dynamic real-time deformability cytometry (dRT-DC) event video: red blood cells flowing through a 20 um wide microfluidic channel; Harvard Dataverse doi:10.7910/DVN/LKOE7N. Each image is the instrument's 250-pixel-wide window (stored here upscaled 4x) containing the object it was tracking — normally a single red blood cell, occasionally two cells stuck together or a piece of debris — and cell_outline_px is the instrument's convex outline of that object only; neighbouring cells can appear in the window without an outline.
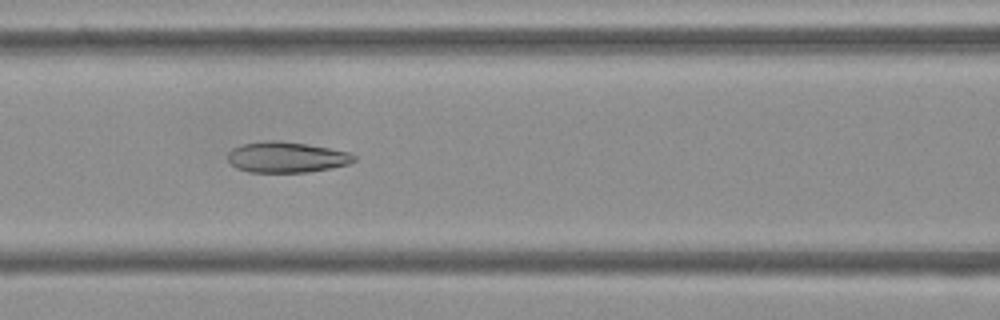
{"species": "Egyptian fruit bat (a non-hibernating species)", "species_latin": "Rousettus aegyptiacus", "temperature_condition": "cold", "stored_images_in_passage": 53, "camera_frame_rate_fps": 3000, "um_per_image_px": 0.085, "frame": {"image": 1, "passage_image": 22, "time_ms": 7.0, "image_size_px": [1000, 320], "cell_outline_px": [[356, 160], [348, 164], [332, 168], [308, 172], [248, 172], [236, 168], [228, 160], [228, 152], [232, 148], [244, 144], [264, 140], [276, 140], [308, 144], [348, 152], [356, 156]], "centroid_in_image_um": [24.35, 13.36], "position_along_channel_um": 142.3, "area_um2": 22.66}}
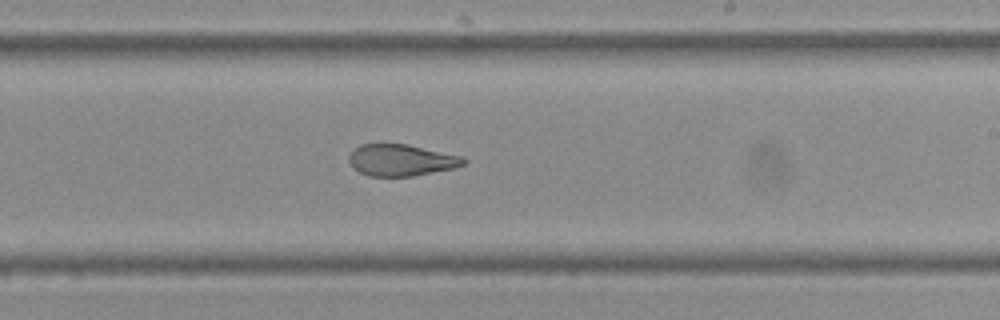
{"frame": {"image": 2, "passage_image": 31, "time_ms": 10.0, "image_size_px": [1000, 320], "cell_outline_px": [[468, 160], [464, 164], [452, 168], [412, 176], [368, 176], [352, 168], [348, 160], [348, 156], [360, 144], [408, 144], [464, 156]], "centroid_in_image_um": [34.1, 13.6], "position_along_channel_um": 254.9, "area_um2": 21.15}}
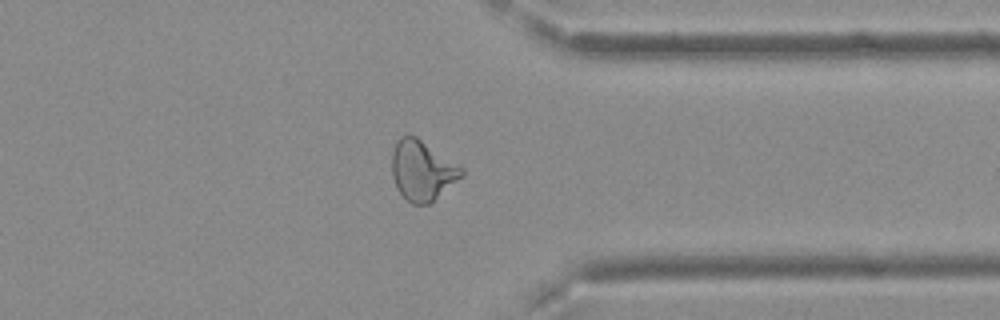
{"frame": {"image": 3, "passage_image": 41, "time_ms": 13.333, "image_size_px": [1000, 320], "cell_outline_px": [[464, 176], [428, 204], [412, 204], [396, 188], [392, 176], [392, 152], [400, 136], [416, 136], [460, 164], [464, 168]], "centroid_in_image_um": [35.92, 14.48], "position_along_channel_um": 375.5, "area_um2": 24.39}, "authors_computed_cell_mechanics": {"area_um2": 24.565, "velocity_mm_per_s": 3.7658, "shape_relaxation_time_tau1_ms": null, "shape_relaxation_time_tau2_ms": 1.7263, "deformation_change_tau1": null, "deformation_change_tau2": 0.0794}}